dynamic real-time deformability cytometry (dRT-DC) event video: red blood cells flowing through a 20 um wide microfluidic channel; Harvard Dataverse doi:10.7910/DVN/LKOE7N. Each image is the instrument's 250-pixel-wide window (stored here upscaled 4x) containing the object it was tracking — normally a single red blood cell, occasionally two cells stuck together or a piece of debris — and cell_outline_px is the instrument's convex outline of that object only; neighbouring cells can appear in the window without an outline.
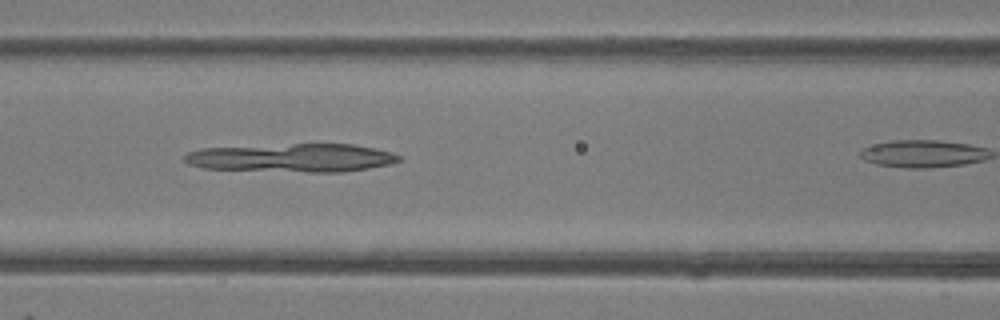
{"species": "common noctule bat (a hibernating species)", "species_latin": "Nyctalus noctula", "temperature_condition": "room temperature", "stored_images_in_passage": 9, "camera_frame_rate_fps": 3000, "um_per_image_px": 0.085, "animal": {"sex": "female"}, "frame": {"image": 1, "passage_image": 6, "time_ms": 1.667, "image_size_px": [1000, 320], "cell_outline_px": [[404, 160], [388, 164], [368, 168], [344, 172], [308, 172], [204, 168], [188, 164], [184, 160], [184, 156], [188, 152], [204, 148], [292, 144], [352, 144], [376, 148], [392, 152], [404, 156]], "centroid_in_image_um": [24.91, 13.41], "position_along_channel_um": 141.7, "area_um2": 35.49}}